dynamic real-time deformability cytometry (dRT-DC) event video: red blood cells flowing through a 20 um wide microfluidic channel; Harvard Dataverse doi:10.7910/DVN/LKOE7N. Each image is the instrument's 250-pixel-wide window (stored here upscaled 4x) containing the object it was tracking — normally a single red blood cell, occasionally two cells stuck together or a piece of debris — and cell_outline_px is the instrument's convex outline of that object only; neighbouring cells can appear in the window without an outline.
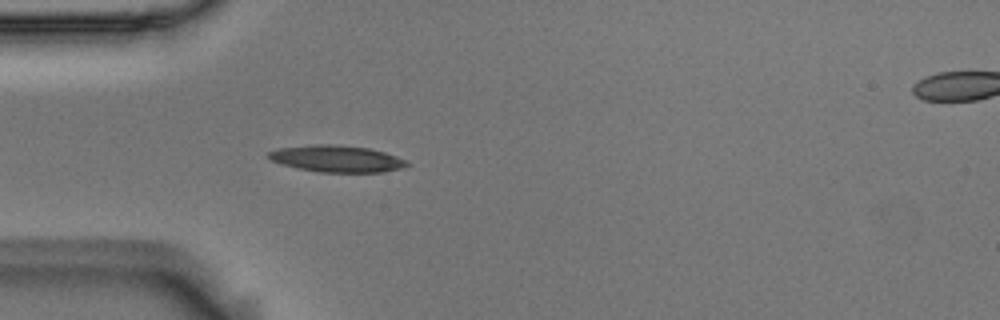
{"species": "Egyptian fruit bat (a non-hibernating species)", "species_latin": "Rousettus aegyptiacus", "temperature_condition": "room temperature", "stored_images_in_passage": 43, "camera_frame_rate_fps": 3000, "um_per_image_px": 0.085, "animal": {"sex": "male"}, "frame": {"image": 1, "passage_image": 5, "time_ms": 1.333, "image_size_px": [1000, 320], "cell_outline_px": [[412, 164], [400, 168], [384, 172], [320, 172], [296, 168], [280, 164], [272, 160], [268, 156], [268, 152], [276, 148], [316, 144], [340, 144], [368, 148], [384, 152], [408, 160]], "centroid_in_image_um": [28.63, 13.48], "position_along_channel_um": 56.4, "area_um2": 21.73}}
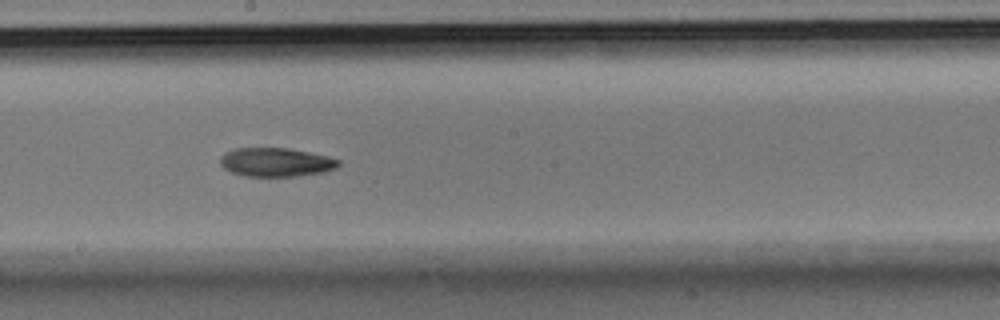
{"frame": {"image": 2, "passage_image": 19, "time_ms": 6.0, "image_size_px": [1000, 320], "cell_outline_px": [[340, 164], [336, 168], [320, 172], [296, 176], [244, 176], [232, 172], [224, 168], [220, 164], [220, 156], [224, 152], [236, 148], [288, 148], [328, 156], [340, 160]], "centroid_in_image_um": [23.42, 13.78], "position_along_channel_um": 224.8, "area_um2": 19.77}}
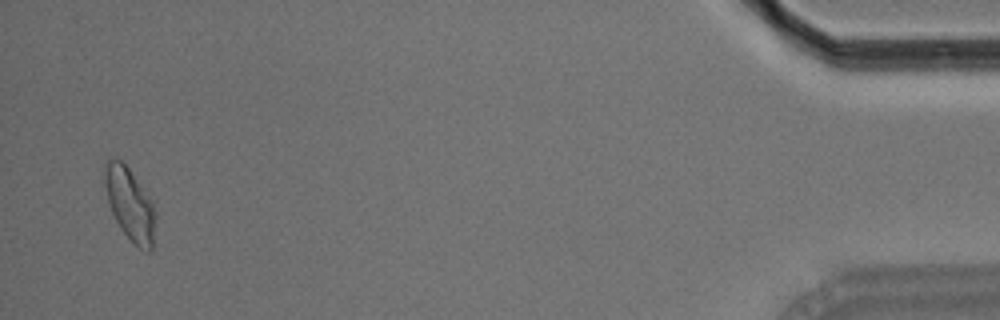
{"frame": {"image": 3, "passage_image": 42, "time_ms": 13.667, "image_size_px": [1000, 320], "cell_outline_px": [[156, 216], [152, 248], [148, 252], [144, 252], [120, 228], [112, 212], [108, 200], [104, 168], [104, 164], [108, 160], [120, 160], [128, 168], [152, 200], [156, 212]], "centroid_in_image_um": [11.08, 17.38], "position_along_channel_um": 424.1, "area_um2": 20.92}, "authors_computed_cell_mechanics": {"area_um2": 20.23, "velocity_mm_per_s": 3.6928, "shape_relaxation_time_tau1_ms": 4.6617, "shape_relaxation_time_tau2_ms": null, "deformation_change_tau1": 0.1533, "deformation_change_tau2": null}}